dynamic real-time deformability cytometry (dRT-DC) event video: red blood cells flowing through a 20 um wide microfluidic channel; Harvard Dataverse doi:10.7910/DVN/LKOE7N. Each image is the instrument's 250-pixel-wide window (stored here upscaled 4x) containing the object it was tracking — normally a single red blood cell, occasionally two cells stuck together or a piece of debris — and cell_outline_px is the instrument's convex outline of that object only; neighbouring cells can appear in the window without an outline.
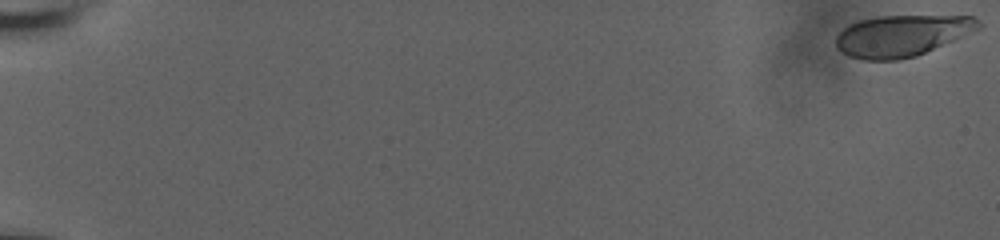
{"species": "human", "species_latin": "Homo sapiens", "temperature_condition": "room temperature", "stored_images_in_passage": 22, "camera_frame_rate_fps": 3000, "um_per_image_px": 0.085, "donor": {"sex": "male"}, "frame": {"image": 1, "passage_image": 1, "time_ms": 0.0, "image_size_px": [1000, 240], "cell_outline_px": [[980, 28], [916, 56], [896, 60], [860, 60], [848, 56], [840, 52], [836, 48], [836, 36], [844, 28], [860, 20], [880, 16], [976, 16], [980, 20]], "centroid_in_image_um": [76.62, 3.04], "position_along_channel_um": 8.4, "area_um2": 34.16}}
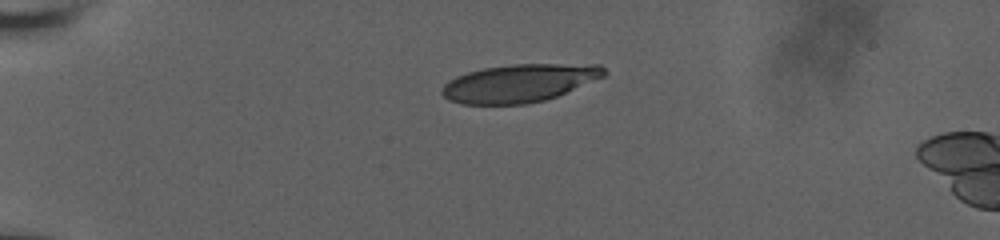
{"frame": {"image": 2, "passage_image": 15, "time_ms": 5.333, "image_size_px": [1000, 240], "cell_outline_px": [[608, 72], [604, 76], [556, 96], [544, 100], [524, 104], [460, 104], [448, 100], [440, 92], [440, 88], [448, 80], [456, 76], [468, 72], [484, 68], [512, 64], [600, 64]], "centroid_in_image_um": [44.1, 7.06], "position_along_channel_um": 40.9, "area_um2": 35.84}}
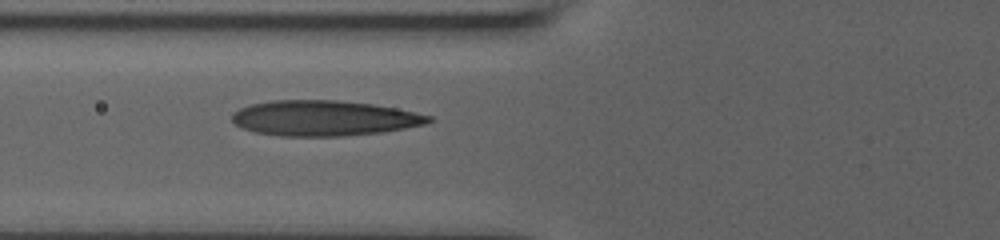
{"frame": {"image": 3, "passage_image": 22, "time_ms": 8.333, "image_size_px": [1000, 240], "cell_outline_px": [[432, 120], [424, 124], [404, 128], [380, 132], [340, 136], [280, 136], [256, 132], [244, 128], [236, 124], [232, 120], [232, 112], [240, 108], [252, 104], [272, 100], [336, 100], [372, 104], [396, 108], [432, 116]], "centroid_in_image_um": [27.52, 10.04], "position_along_channel_um": 98.3, "area_um2": 40.23}}